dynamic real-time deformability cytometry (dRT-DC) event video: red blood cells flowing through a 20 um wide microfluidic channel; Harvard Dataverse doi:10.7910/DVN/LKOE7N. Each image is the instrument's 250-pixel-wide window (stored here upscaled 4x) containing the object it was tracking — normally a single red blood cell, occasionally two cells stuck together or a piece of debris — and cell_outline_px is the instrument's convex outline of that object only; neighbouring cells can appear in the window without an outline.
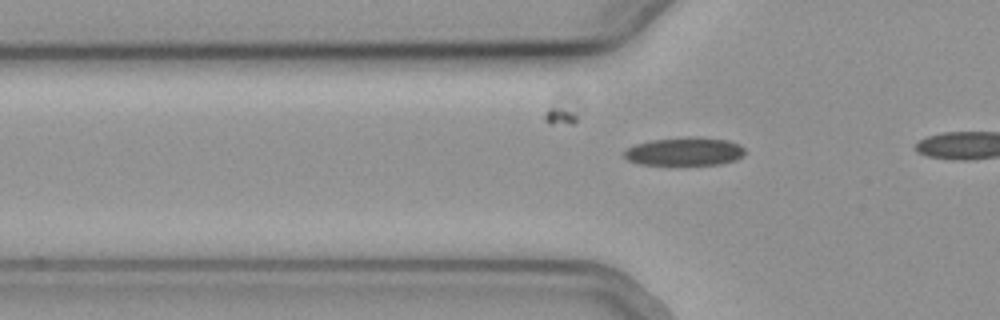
{"species": "common noctule bat (a hibernating species)", "species_latin": "Nyctalus noctula", "temperature_condition": "cold", "stored_images_in_passage": 14, "camera_frame_rate_fps": 3000, "um_per_image_px": 0.085, "animal": {"sex": "female", "body_mass_g": 19.3, "forearm_length_mm": 54.1}, "frame": {"image": 1, "passage_image": 8, "time_ms": 2.333, "image_size_px": [1000, 320], "cell_outline_px": [[744, 152], [736, 160], [720, 164], [640, 164], [628, 160], [624, 156], [624, 152], [628, 148], [636, 144], [652, 140], [728, 140], [740, 144], [744, 148]], "centroid_in_image_um": [58.18, 12.93], "position_along_channel_um": 67.6, "area_um2": 18.55}}